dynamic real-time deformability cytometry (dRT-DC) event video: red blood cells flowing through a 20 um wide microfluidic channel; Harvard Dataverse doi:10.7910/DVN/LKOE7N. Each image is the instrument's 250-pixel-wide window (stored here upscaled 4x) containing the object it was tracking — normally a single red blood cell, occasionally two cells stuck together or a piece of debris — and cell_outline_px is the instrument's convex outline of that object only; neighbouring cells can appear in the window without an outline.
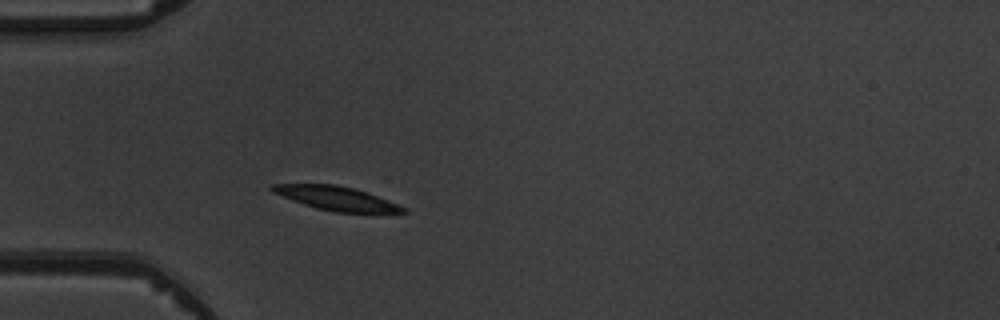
{"species": "common noctule bat (a hibernating species)", "species_latin": "Nyctalus noctula", "temperature_condition": "warm", "stored_images_in_passage": 2, "camera_frame_rate_fps": 3000, "um_per_image_px": 0.085, "animal": {"sex": "male", "body_mass_g": 19.5, "forearm_length_mm": 54.6}, "frame": {"image": 1, "passage_image": 2, "time_ms": 1.333, "image_size_px": [1000, 320], "cell_outline_px": [[408, 212], [336, 212], [316, 208], [304, 204], [272, 192], [268, 188], [272, 184], [336, 184], [352, 188], [388, 200], [408, 208]], "centroid_in_image_um": [28.57, 16.85], "position_along_channel_um": 56.4, "area_um2": 17.86}}